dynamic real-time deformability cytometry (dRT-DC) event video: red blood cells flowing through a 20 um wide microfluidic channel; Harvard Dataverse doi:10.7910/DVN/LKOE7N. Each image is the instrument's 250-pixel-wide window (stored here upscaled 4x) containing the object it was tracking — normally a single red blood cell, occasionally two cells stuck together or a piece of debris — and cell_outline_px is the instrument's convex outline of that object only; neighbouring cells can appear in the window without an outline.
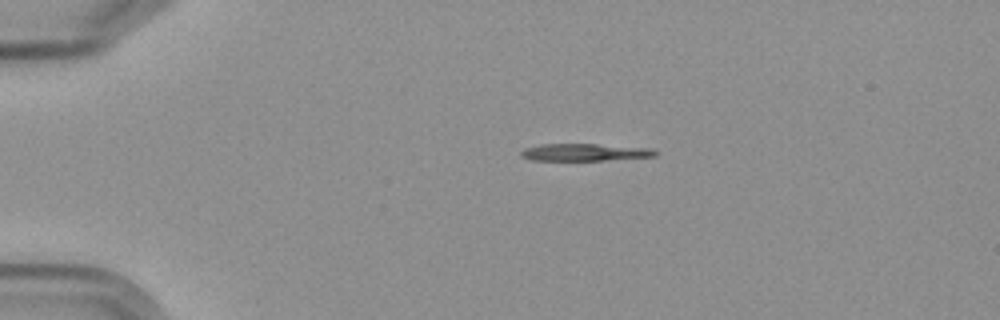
{"species": "Egyptian fruit bat (a non-hibernating species)", "species_latin": "Rousettus aegyptiacus", "temperature_condition": "cold", "stored_images_in_passage": 9, "camera_frame_rate_fps": 3000, "um_per_image_px": 0.085, "frame": {"image": 1, "passage_image": 1, "time_ms": 0.0, "image_size_px": [1000, 320], "cell_outline_px": [[660, 152], [656, 156], [604, 160], [528, 160], [520, 156], [520, 152], [524, 148], [540, 144], [596, 144], [656, 148]], "centroid_in_image_um": [49.74, 12.93], "position_along_channel_um": 35.3, "area_um2": 13.7}}
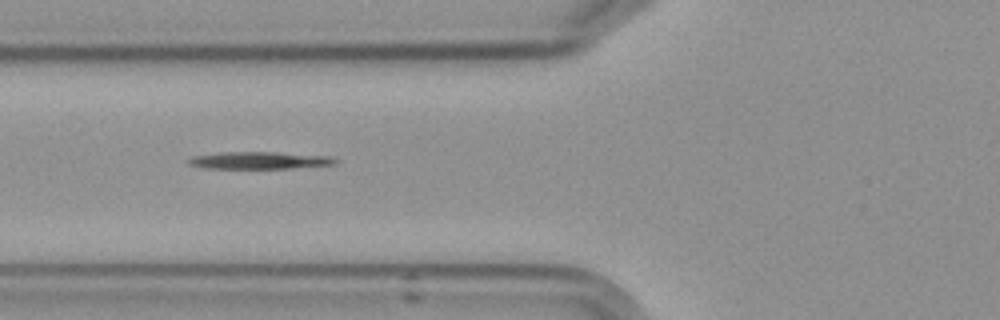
{"frame": {"image": 2, "passage_image": 4, "time_ms": 3.333, "image_size_px": [1000, 320], "cell_outline_px": [[340, 160], [336, 164], [292, 168], [200, 168], [188, 164], [188, 160], [192, 156], [220, 152], [276, 152], [332, 156]], "centroid_in_image_um": [22.08, 13.63], "position_along_channel_um": 103.7, "area_um2": 14.85}}
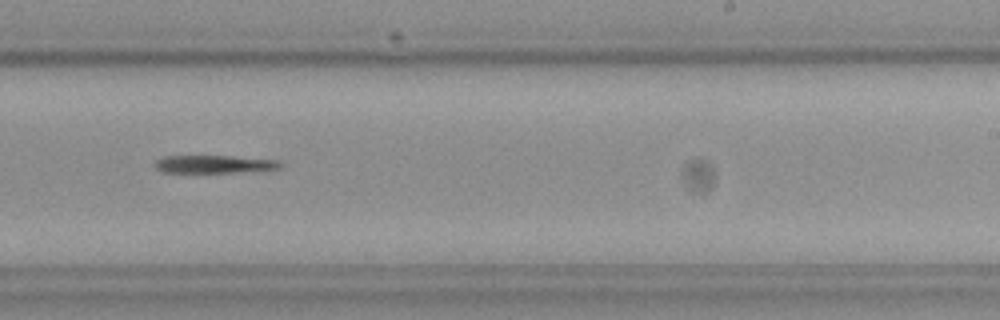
{"frame": {"image": 3, "passage_image": 8, "time_ms": 8.0, "image_size_px": [1000, 320], "cell_outline_px": [[284, 164], [280, 168], [232, 172], [164, 172], [156, 168], [152, 164], [156, 160], [164, 156], [232, 156], [280, 160]], "centroid_in_image_um": [18.2, 13.94], "position_along_channel_um": 270.8, "area_um2": 12.95}}